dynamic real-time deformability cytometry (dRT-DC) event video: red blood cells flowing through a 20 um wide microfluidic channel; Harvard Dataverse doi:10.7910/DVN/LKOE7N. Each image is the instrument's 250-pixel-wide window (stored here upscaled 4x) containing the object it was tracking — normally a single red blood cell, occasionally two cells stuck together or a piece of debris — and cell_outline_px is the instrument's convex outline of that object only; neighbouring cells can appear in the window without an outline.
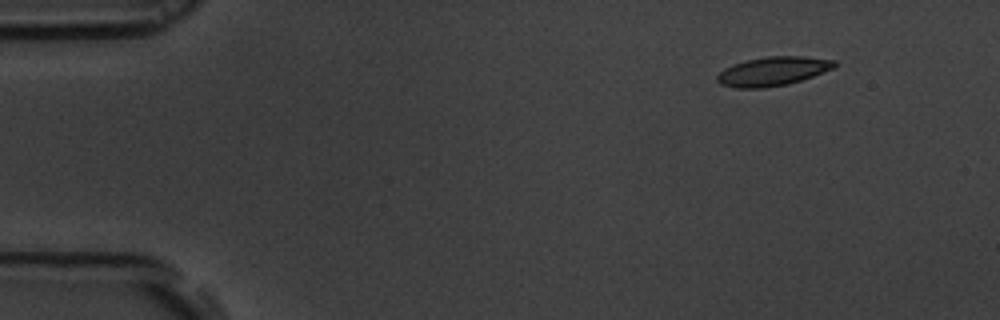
{"species": "common noctule bat (a hibernating species)", "species_latin": "Nyctalus noctula", "temperature_condition": "room temperature", "stored_images_in_passage": 8, "camera_frame_rate_fps": 3000, "um_per_image_px": 0.085, "animal": {"sex": "male", "body_mass_g": 19.5, "forearm_length_mm": 54.6}, "frame": {"image": 1, "passage_image": 1, "time_ms": 0.0, "image_size_px": [1000, 320], "cell_outline_px": [[840, 64], [836, 68], [788, 84], [764, 88], [736, 88], [720, 84], [716, 80], [716, 76], [724, 68], [732, 64], [748, 60], [768, 56], [804, 56], [836, 60]], "centroid_in_image_um": [65.72, 6.05], "position_along_channel_um": 19.3, "area_um2": 20.0}}